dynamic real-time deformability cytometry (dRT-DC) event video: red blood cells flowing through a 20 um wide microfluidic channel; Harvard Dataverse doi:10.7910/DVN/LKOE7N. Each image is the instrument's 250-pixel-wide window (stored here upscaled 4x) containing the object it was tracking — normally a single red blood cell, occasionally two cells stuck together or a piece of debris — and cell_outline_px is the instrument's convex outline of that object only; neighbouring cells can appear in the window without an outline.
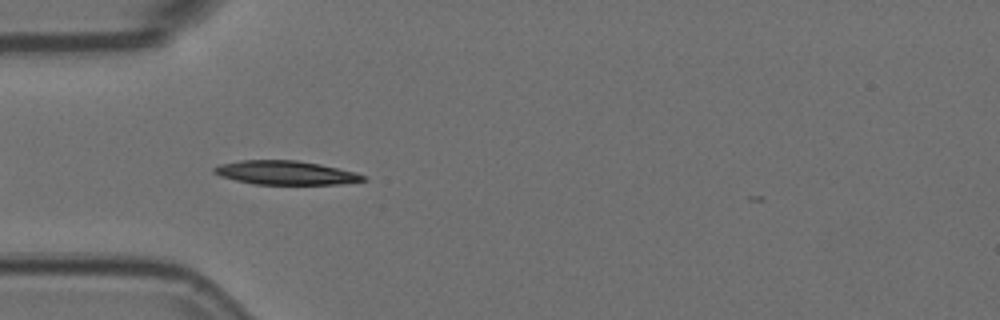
{"species": "Egyptian fruit bat (a non-hibernating species)", "species_latin": "Rousettus aegyptiacus", "temperature_condition": "room temperature", "stored_images_in_passage": 7, "camera_frame_rate_fps": 3000, "um_per_image_px": 0.085, "animal": {"sex": "female"}, "frame": {"image": 1, "passage_image": 3, "time_ms": 0.667, "image_size_px": [1000, 320], "cell_outline_px": [[368, 180], [340, 184], [252, 184], [220, 176], [212, 172], [212, 168], [220, 164], [240, 160], [296, 160], [320, 164], [356, 172], [368, 176]], "centroid_in_image_um": [24.29, 14.68], "position_along_channel_um": 60.7, "area_um2": 20.87}}